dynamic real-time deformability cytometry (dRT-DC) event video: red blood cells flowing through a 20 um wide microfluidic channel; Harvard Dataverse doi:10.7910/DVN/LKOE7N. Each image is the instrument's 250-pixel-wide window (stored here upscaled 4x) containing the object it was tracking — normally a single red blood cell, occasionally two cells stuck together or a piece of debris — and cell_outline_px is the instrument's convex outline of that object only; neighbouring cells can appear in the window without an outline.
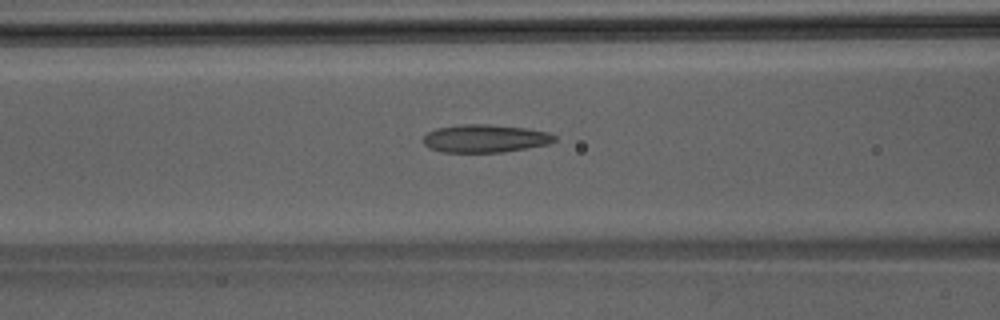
{"species": "Egyptian fruit bat (a non-hibernating species)", "species_latin": "Rousettus aegyptiacus", "temperature_condition": "room temperature", "stored_images_in_passage": 31, "camera_frame_rate_fps": 3000, "um_per_image_px": 0.085, "animal": {"sex": "male"}, "frame": {"image": 1, "passage_image": 12, "time_ms": 3.667, "image_size_px": [1000, 320], "cell_outline_px": [[556, 140], [548, 144], [504, 152], [444, 152], [428, 148], [420, 140], [428, 132], [436, 128], [464, 124], [488, 124], [528, 128], [548, 132], [556, 136]], "centroid_in_image_um": [41.21, 11.77], "position_along_channel_um": 125.4, "area_um2": 21.5}}
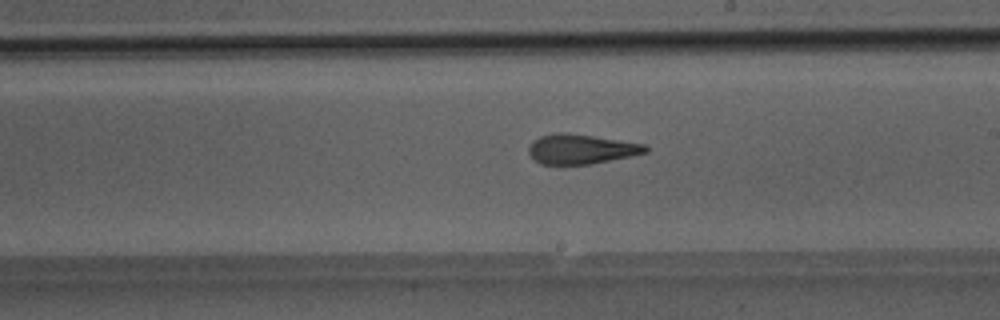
{"frame": {"image": 2, "passage_image": 20, "time_ms": 6.333, "image_size_px": [1000, 320], "cell_outline_px": [[648, 152], [632, 156], [592, 164], [540, 164], [528, 152], [528, 148], [532, 140], [540, 136], [556, 132], [568, 132], [644, 144], [648, 148]], "centroid_in_image_um": [49.38, 12.66], "position_along_channel_um": 239.6, "area_um2": 20.29}}
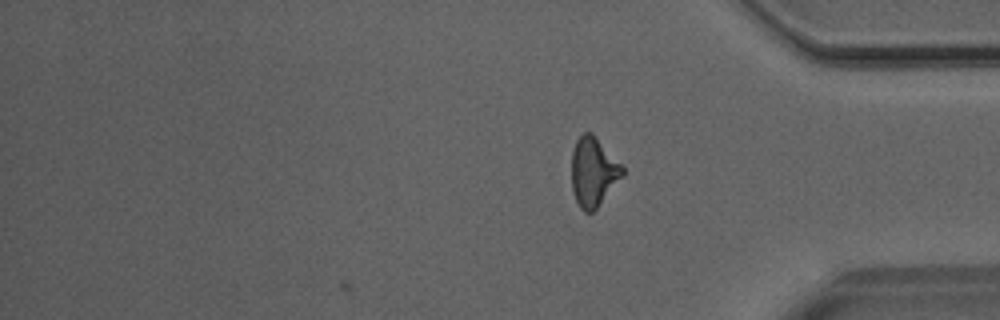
{"frame": {"image": 3, "passage_image": 31, "time_ms": 10.0, "image_size_px": [1000, 320], "cell_outline_px": [[624, 176], [596, 208], [592, 212], [584, 212], [580, 208], [576, 200], [572, 188], [572, 152], [576, 140], [584, 132], [592, 132], [624, 168]], "centroid_in_image_um": [50.43, 14.61], "position_along_channel_um": 384.8, "area_um2": 20.35}}